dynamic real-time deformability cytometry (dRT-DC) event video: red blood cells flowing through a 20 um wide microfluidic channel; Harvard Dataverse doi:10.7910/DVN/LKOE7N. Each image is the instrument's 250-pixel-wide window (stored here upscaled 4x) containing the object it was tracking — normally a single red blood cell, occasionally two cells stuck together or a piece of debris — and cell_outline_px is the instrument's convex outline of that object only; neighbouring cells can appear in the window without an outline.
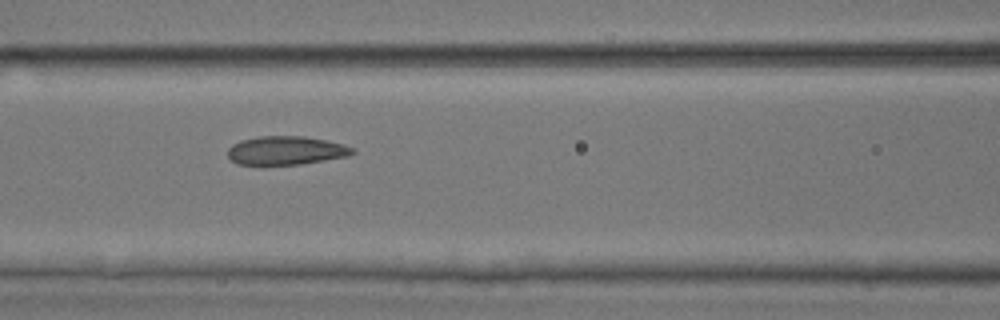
{"species": "common noctule bat (a hibernating species)", "species_latin": "Nyctalus noctula", "temperature_condition": "room temperature", "stored_images_in_passage": 9, "camera_frame_rate_fps": 3000, "um_per_image_px": 0.085, "animal": {"sex": "male", "body_mass_g": 17.9, "forearm_length_mm": 54.2}, "frame": {"image": 1, "passage_image": 8, "time_ms": 2.333, "image_size_px": [1000, 320], "cell_outline_px": [[356, 152], [348, 156], [300, 164], [236, 164], [228, 156], [228, 148], [232, 144], [240, 140], [256, 136], [304, 136], [344, 144], [356, 148]], "centroid_in_image_um": [24.32, 12.78], "position_along_channel_um": 142.3, "area_um2": 20.81}}